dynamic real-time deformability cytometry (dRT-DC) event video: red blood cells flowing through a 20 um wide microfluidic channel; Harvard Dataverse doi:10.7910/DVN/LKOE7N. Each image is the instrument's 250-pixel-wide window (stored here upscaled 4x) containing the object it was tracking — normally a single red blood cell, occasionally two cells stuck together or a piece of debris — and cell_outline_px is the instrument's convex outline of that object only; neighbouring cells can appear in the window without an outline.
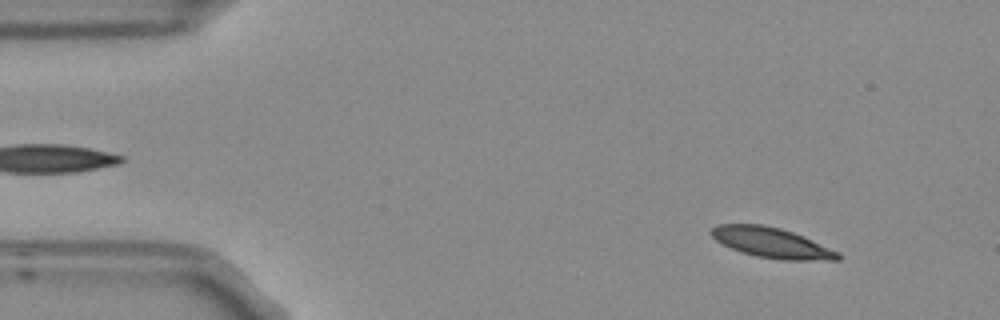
{"species": "Egyptian fruit bat (a non-hibernating species)", "species_latin": "Rousettus aegyptiacus", "temperature_condition": "room temperature", "stored_images_in_passage": 54, "segment_of_instrument_passage": [1, 2], "camera_frame_rate_fps": 3000, "um_per_image_px": 0.085, "frame": {"image": 1, "passage_image": 5, "time_ms": 1.333, "image_size_px": [1000, 320], "cell_outline_px": [[840, 260], [784, 260], [756, 256], [732, 248], [716, 240], [712, 236], [712, 228], [716, 224], [764, 224], [780, 228], [804, 236], [840, 252]], "centroid_in_image_um": [65.64, 20.62], "position_along_channel_um": 19.4, "area_um2": 22.14}}
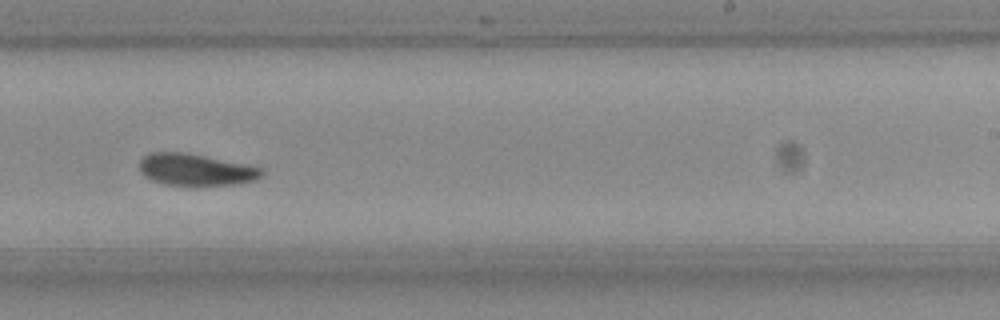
{"frame": {"image": 2, "passage_image": 32, "time_ms": 10.333, "image_size_px": [1000, 320], "cell_outline_px": [[264, 176], [256, 180], [240, 184], [200, 188], [164, 184], [152, 180], [140, 172], [140, 160], [144, 156], [152, 152], [184, 152], [260, 168], [264, 172]], "centroid_in_image_um": [16.65, 14.48], "position_along_channel_um": 272.4, "area_um2": 23.12}}
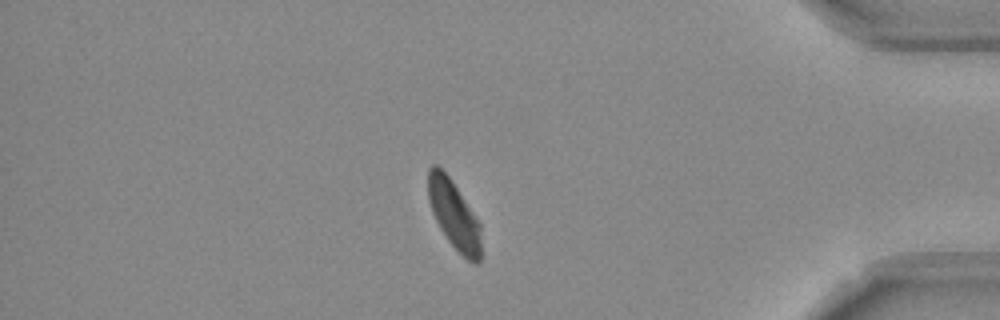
{"frame": {"image": 3, "passage_image": 45, "time_ms": 14.667, "image_size_px": [1000, 320], "cell_outline_px": [[484, 256], [476, 264], [472, 264], [448, 240], [440, 228], [432, 212], [428, 200], [428, 168], [432, 164], [436, 164], [448, 176], [480, 224]], "centroid_in_image_um": [38.62, 18.32], "position_along_channel_um": 396.6, "area_um2": 21.1}}